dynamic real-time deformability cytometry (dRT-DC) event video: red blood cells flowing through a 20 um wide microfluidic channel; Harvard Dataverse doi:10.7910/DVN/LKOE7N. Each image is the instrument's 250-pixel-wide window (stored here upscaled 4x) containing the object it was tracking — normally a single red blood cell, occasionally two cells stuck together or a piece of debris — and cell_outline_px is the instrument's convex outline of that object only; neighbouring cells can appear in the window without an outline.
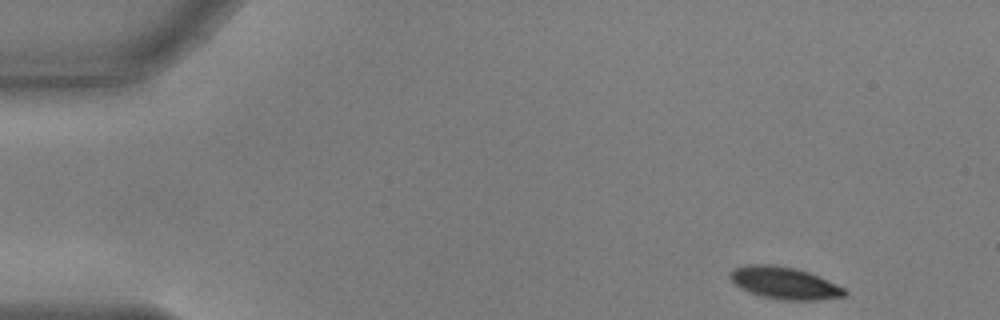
{"species": "common noctule bat (a hibernating species)", "species_latin": "Nyctalus noctula", "temperature_condition": "warm", "stored_images_in_passage": 51, "camera_frame_rate_fps": 3000, "um_per_image_px": 0.085, "animal": {"sex": "male", "body_mass_g": 17.9, "forearm_length_mm": 54.2}, "frame": {"image": 1, "passage_image": 1, "time_ms": 0.0, "image_size_px": [1000, 320], "cell_outline_px": [[848, 292], [844, 296], [816, 300], [784, 300], [764, 296], [748, 292], [740, 288], [728, 276], [728, 272], [732, 268], [748, 264], [776, 264], [796, 268], [808, 272], [828, 280], [844, 288]], "centroid_in_image_um": [66.64, 24.03], "position_along_channel_um": 18.4, "area_um2": 21.5}}
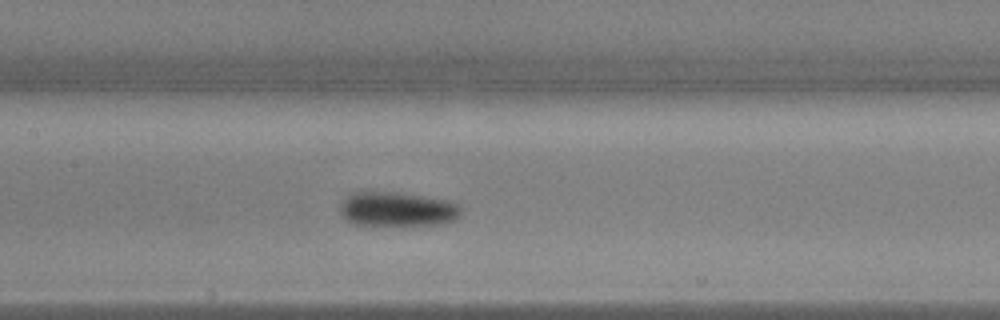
{"frame": {"image": 2, "passage_image": 22, "time_ms": 7.0, "image_size_px": [1000, 320], "cell_outline_px": [[460, 216], [444, 224], [356, 224], [348, 220], [340, 212], [340, 200], [352, 192], [364, 188], [372, 188], [400, 192], [444, 200], [456, 204], [460, 208]], "centroid_in_image_um": [33.65, 17.71], "position_along_channel_um": 173.7, "area_um2": 24.62}}
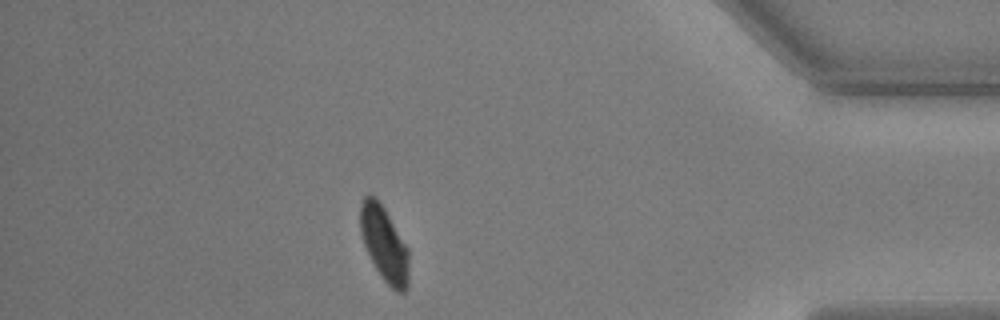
{"frame": {"image": 3, "passage_image": 44, "time_ms": 14.333, "image_size_px": [1000, 320], "cell_outline_px": [[408, 288], [404, 292], [396, 292], [380, 276], [364, 244], [360, 232], [360, 204], [364, 196], [376, 196], [380, 200], [408, 248]], "centroid_in_image_um": [32.66, 20.71], "position_along_channel_um": 402.5, "area_um2": 21.21}, "authors_computed_cell_mechanics": {"area_um2": 22.8888, "velocity_mm_per_s": 3.6608, "shape_relaxation_time_tau1_ms": 2.4099, "shape_relaxation_time_tau2_ms": null, "deformation_change_tau1": 0.1129, "deformation_change_tau2": null}}